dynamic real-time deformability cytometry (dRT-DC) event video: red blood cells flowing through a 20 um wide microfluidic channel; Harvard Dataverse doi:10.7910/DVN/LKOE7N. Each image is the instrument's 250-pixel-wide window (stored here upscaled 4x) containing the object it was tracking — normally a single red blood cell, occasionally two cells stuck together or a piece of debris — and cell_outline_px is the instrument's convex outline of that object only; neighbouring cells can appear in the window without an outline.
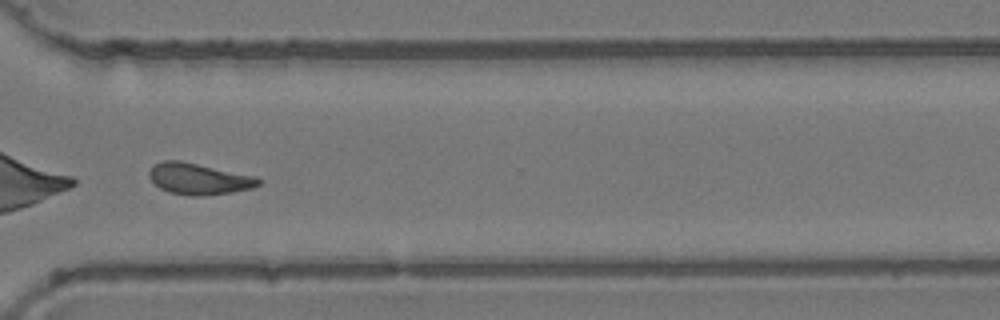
{"species": "common noctule bat (a hibernating species)", "species_latin": "Nyctalus noctula", "temperature_condition": "room temperature", "stored_images_in_passage": 43, "camera_frame_rate_fps": 3000, "um_per_image_px": 0.085, "animal": {"sex": "female", "body_mass_g": 24.6, "forearm_length_mm": 56.2}, "frame": {"image": 1, "passage_image": 31, "time_ms": 10.0, "image_size_px": [1000, 320], "cell_outline_px": [[260, 184], [252, 188], [232, 192], [204, 196], [188, 196], [168, 192], [160, 188], [148, 176], [148, 172], [156, 164], [164, 160], [180, 160], [256, 176], [260, 180]], "centroid_in_image_um": [16.9, 15.21], "position_along_channel_um": 353.7, "area_um2": 19.94}, "authors_computed_cell_mechanics": {"area_um2": 19.652, "velocity_mm_per_s": 3.8606, "shape_relaxation_time_tau1_ms": null, "shape_relaxation_time_tau2_ms": 3.3224, "deformation_change_tau1": null, "deformation_change_tau2": 0.111}}